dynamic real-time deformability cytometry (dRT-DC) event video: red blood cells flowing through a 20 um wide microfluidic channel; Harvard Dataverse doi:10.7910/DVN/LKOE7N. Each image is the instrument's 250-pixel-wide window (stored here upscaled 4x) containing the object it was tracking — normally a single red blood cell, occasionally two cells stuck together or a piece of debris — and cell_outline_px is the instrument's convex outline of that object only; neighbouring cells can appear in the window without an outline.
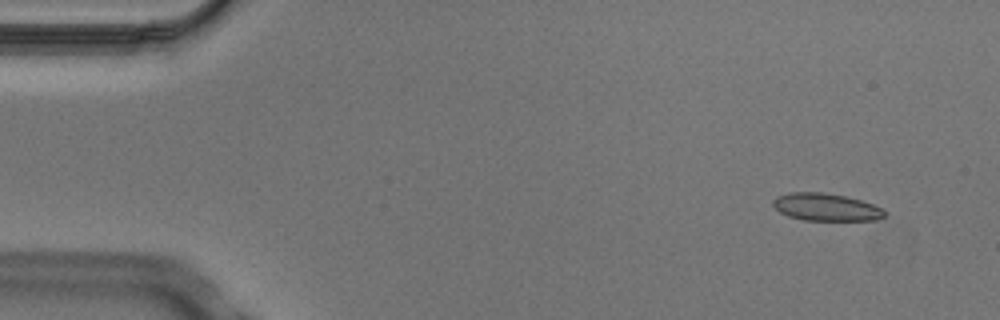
{"species": "Egyptian fruit bat (a non-hibernating species)", "species_latin": "Rousettus aegyptiacus", "temperature_condition": "cold", "stored_images_in_passage": 4, "camera_frame_rate_fps": 3000, "um_per_image_px": 0.085, "animal": {"sex": "male"}, "frame": {"image": 1, "passage_image": 2, "time_ms": 0.333, "image_size_px": [1000, 320], "cell_outline_px": [[884, 216], [876, 220], [804, 220], [788, 216], [780, 212], [772, 204], [772, 200], [776, 196], [792, 192], [820, 192], [844, 196], [860, 200], [884, 208]], "centroid_in_image_um": [70.19, 17.6], "position_along_channel_um": 14.8, "area_um2": 17.74}}